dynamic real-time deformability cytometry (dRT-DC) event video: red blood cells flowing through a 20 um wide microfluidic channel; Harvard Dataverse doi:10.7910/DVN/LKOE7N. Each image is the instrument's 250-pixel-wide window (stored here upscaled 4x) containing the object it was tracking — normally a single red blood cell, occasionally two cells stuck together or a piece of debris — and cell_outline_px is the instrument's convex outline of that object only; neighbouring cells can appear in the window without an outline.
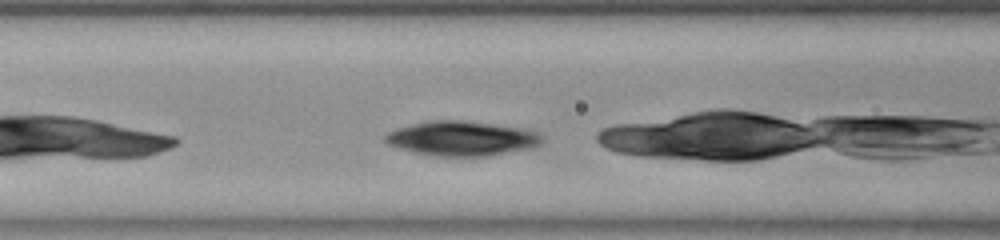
{"species": "common noctule bat (a hibernating species)", "species_latin": "Nyctalus noctula", "temperature_condition": "room temperature", "stored_images_in_passage": 15, "camera_frame_rate_fps": 3000, "um_per_image_px": 0.085, "animal": {"sex": "female", "body_mass_g": 23.0, "forearm_length_mm": 53.4}, "frame": {"image": 1, "passage_image": 5, "time_ms": 1.333, "image_size_px": [1000, 240], "cell_outline_px": [[544, 140], [540, 144], [532, 148], [484, 156], [440, 156], [416, 152], [388, 144], [384, 140], [384, 136], [388, 132], [396, 128], [436, 120], [460, 120], [516, 128], [536, 132]], "centroid_in_image_um": [39.23, 11.78], "position_along_channel_um": 127.4, "area_um2": 30.75}}
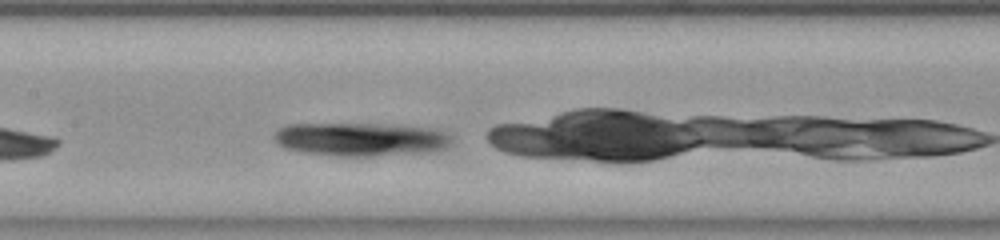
{"frame": {"image": 2, "passage_image": 9, "time_ms": 2.667, "image_size_px": [1000, 240], "cell_outline_px": [[448, 144], [444, 148], [420, 152], [372, 156], [336, 156], [304, 152], [284, 148], [276, 140], [276, 132], [280, 128], [288, 124], [376, 124], [424, 128], [444, 132], [448, 136]], "centroid_in_image_um": [30.56, 11.84], "position_along_channel_um": 176.8, "area_um2": 33.58}}